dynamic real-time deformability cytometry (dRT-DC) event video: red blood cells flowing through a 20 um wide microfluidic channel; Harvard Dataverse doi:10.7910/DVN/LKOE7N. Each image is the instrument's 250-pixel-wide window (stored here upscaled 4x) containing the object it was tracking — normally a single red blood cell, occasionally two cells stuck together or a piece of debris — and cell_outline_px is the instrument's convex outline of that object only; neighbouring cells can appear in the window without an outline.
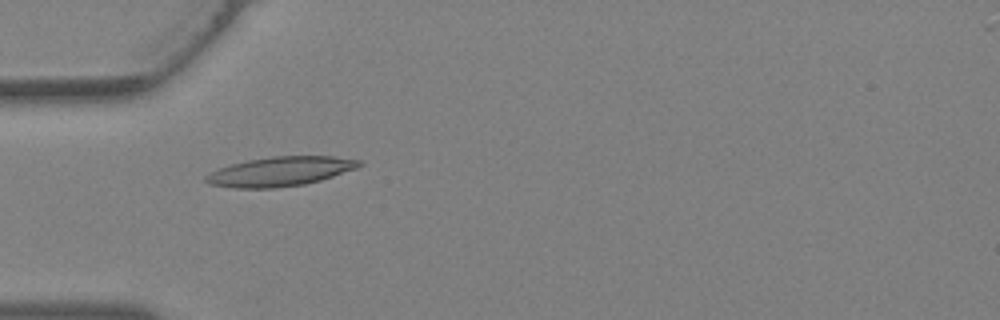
{"species": "Egyptian fruit bat (a non-hibernating species)", "species_latin": "Rousettus aegyptiacus", "temperature_condition": "warm", "stored_images_in_passage": 37, "camera_frame_rate_fps": 3000, "um_per_image_px": 0.085, "animal": {"sex": "female"}, "frame": {"image": 1, "passage_image": 11, "time_ms": 3.333, "image_size_px": [1000, 320], "cell_outline_px": [[364, 164], [356, 168], [320, 180], [304, 184], [276, 188], [240, 188], [212, 184], [204, 180], [220, 168], [228, 164], [244, 160], [272, 156], [332, 156], [360, 160]], "centroid_in_image_um": [23.87, 14.56], "position_along_channel_um": 61.1, "area_um2": 25.89}}
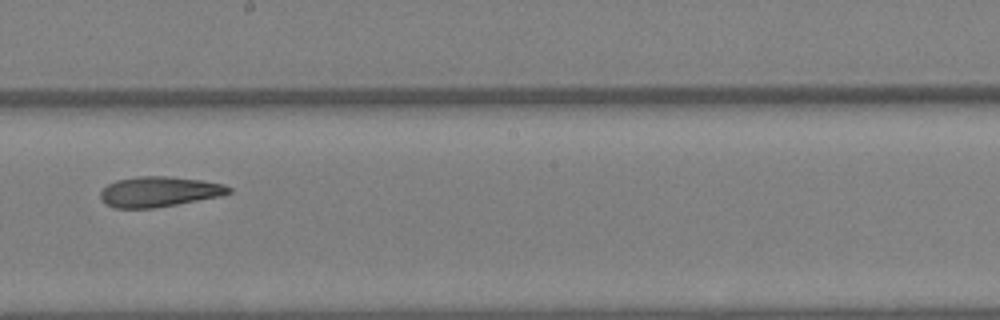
{"frame": {"image": 2, "passage_image": 21, "time_ms": 6.667, "image_size_px": [1000, 320], "cell_outline_px": [[232, 192], [220, 196], [176, 204], [152, 208], [116, 208], [100, 200], [100, 192], [108, 184], [116, 180], [136, 176], [168, 176], [204, 180], [224, 184], [232, 188]], "centroid_in_image_um": [13.53, 16.28], "position_along_channel_um": 234.7, "area_um2": 22.66}}
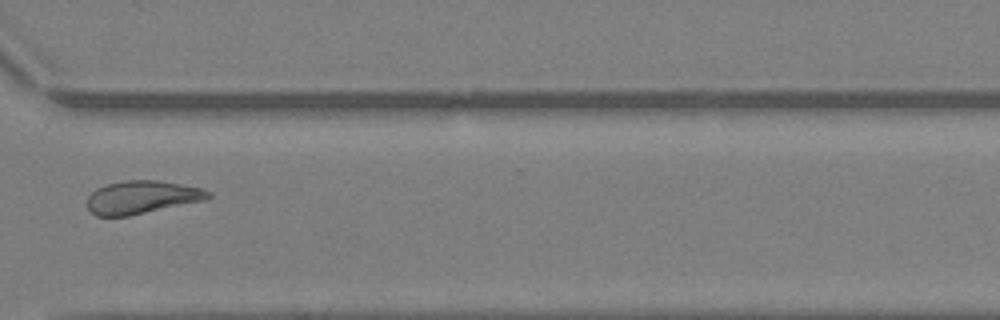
{"frame": {"image": 3, "passage_image": 28, "time_ms": 9.0, "image_size_px": [1000, 320], "cell_outline_px": [[212, 196], [208, 200], [128, 216], [96, 216], [88, 208], [88, 196], [96, 188], [108, 184], [124, 180], [156, 180], [180, 184], [200, 188], [212, 192]], "centroid_in_image_um": [12.09, 16.77], "position_along_channel_um": 358.5, "area_um2": 23.35}}